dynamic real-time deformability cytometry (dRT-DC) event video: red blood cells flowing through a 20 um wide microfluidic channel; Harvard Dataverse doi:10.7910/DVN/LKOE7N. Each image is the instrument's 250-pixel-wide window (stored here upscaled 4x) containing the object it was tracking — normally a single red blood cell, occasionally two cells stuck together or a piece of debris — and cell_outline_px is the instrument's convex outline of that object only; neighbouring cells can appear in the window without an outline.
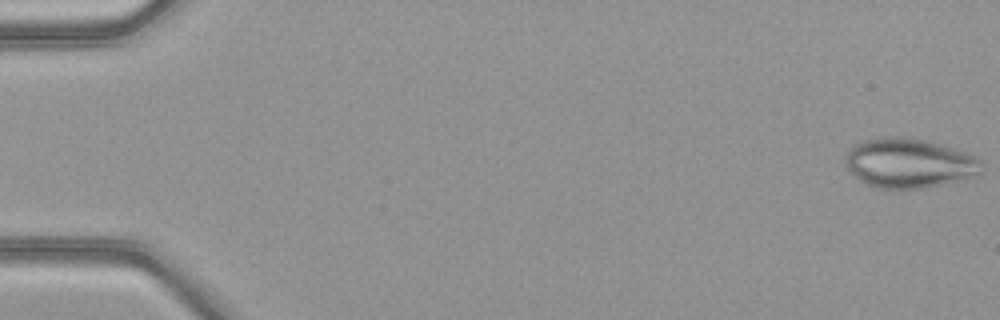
{"species": "common noctule bat (a hibernating species)", "species_latin": "Nyctalus noctula", "temperature_condition": "warm", "stored_images_in_passage": 50, "camera_frame_rate_fps": 3000, "um_per_image_px": 0.085, "animal": {"sex": "female", "body_mass_g": 21.9}, "frame": {"image": 1, "passage_image": 1, "time_ms": 0.0, "image_size_px": [1000, 320], "cell_outline_px": [[980, 172], [964, 180], [920, 188], [876, 188], [860, 180], [848, 168], [844, 160], [844, 156], [856, 144], [864, 140], [884, 136], [908, 136], [928, 140], [976, 156], [980, 160]], "centroid_in_image_um": [77.26, 13.84], "position_along_channel_um": 7.7, "area_um2": 39.13}}
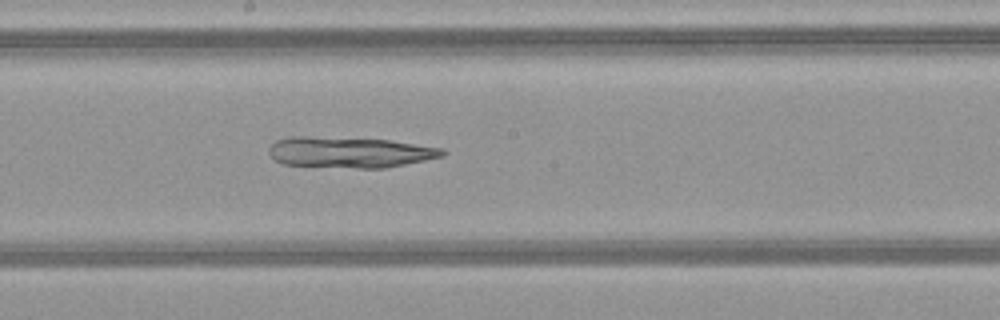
{"frame": {"image": 2, "passage_image": 28, "time_ms": 9.0, "image_size_px": [1000, 320], "cell_outline_px": [[448, 152], [444, 156], [384, 168], [356, 168], [284, 164], [276, 160], [268, 152], [268, 148], [276, 140], [288, 136], [308, 136], [388, 140], [444, 148]], "centroid_in_image_um": [29.73, 12.93], "position_along_channel_um": 218.5, "area_um2": 31.1}}
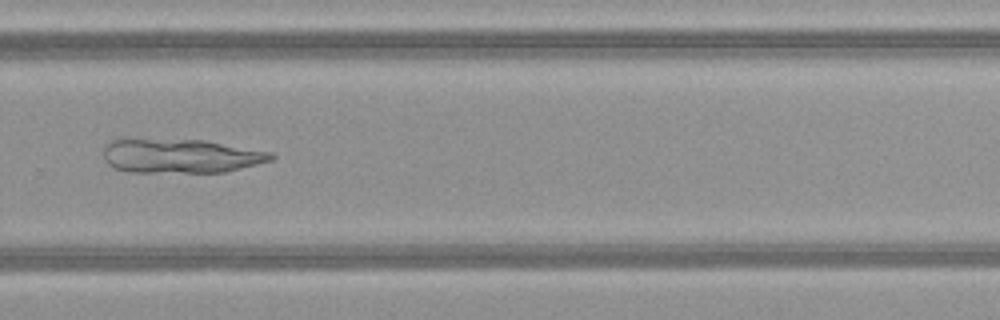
{"frame": {"image": 3, "passage_image": 35, "time_ms": 11.333, "image_size_px": [1000, 320], "cell_outline_px": [[276, 156], [272, 160], [224, 172], [128, 172], [116, 168], [108, 164], [104, 160], [104, 144], [112, 140], [204, 140], [272, 152]], "centroid_in_image_um": [15.36, 13.26], "position_along_channel_um": 314.4, "area_um2": 33.0}}